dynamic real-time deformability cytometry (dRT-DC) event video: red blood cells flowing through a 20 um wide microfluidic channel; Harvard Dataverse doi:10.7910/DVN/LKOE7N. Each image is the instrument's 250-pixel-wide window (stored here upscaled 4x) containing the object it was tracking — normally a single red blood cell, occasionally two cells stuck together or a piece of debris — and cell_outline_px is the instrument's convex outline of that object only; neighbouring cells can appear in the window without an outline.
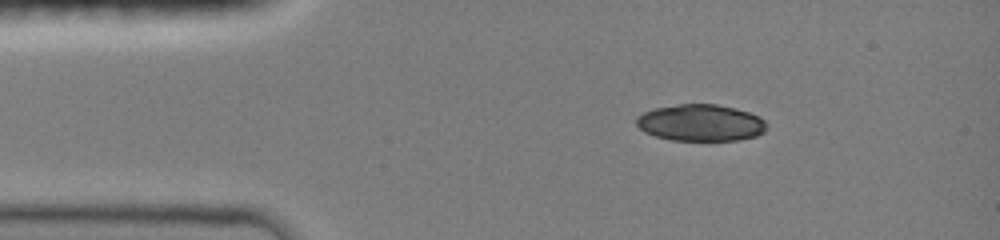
{"species": "common noctule bat (a hibernating species)", "species_latin": "Nyctalus noctula", "temperature_condition": "room temperature", "stored_images_in_passage": 40, "camera_frame_rate_fps": 3000, "um_per_image_px": 0.085, "animal": {"sex": "female", "body_mass_g": 19.0, "forearm_length_mm": 51.5}, "frame": {"image": 1, "passage_image": 1, "time_ms": 0.0, "image_size_px": [1000, 240], "cell_outline_px": [[768, 128], [764, 132], [756, 136], [740, 140], [668, 140], [644, 132], [636, 124], [636, 116], [644, 112], [656, 108], [680, 104], [716, 104], [736, 108], [760, 116], [768, 124]], "centroid_in_image_um": [59.59, 10.44], "position_along_channel_um": 25.4, "area_um2": 28.03}}
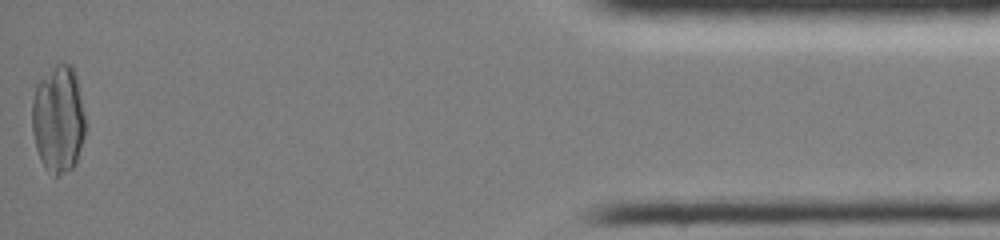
{"frame": {"image": 2, "passage_image": 40, "time_ms": 13.0, "image_size_px": [1000, 240], "cell_outline_px": [[84, 136], [76, 164], [72, 168], [56, 176], [44, 168], [40, 160], [36, 148], [32, 132], [32, 100], [36, 84], [56, 64], [64, 60], [72, 64], [76, 76], [84, 116]], "centroid_in_image_um": [4.94, 10.11], "position_along_channel_um": 430.3, "area_um2": 33.41}}